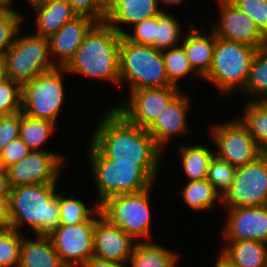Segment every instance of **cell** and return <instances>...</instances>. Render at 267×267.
Here are the masks:
<instances>
[{"label": "cell", "instance_id": "obj_1", "mask_svg": "<svg viewBox=\"0 0 267 267\" xmlns=\"http://www.w3.org/2000/svg\"><path fill=\"white\" fill-rule=\"evenodd\" d=\"M102 114L90 143L116 163L140 164L155 179L164 150L147 129L131 123L115 107Z\"/></svg>", "mask_w": 267, "mask_h": 267}, {"label": "cell", "instance_id": "obj_2", "mask_svg": "<svg viewBox=\"0 0 267 267\" xmlns=\"http://www.w3.org/2000/svg\"><path fill=\"white\" fill-rule=\"evenodd\" d=\"M121 35L106 22H97L64 66L68 73L119 85Z\"/></svg>", "mask_w": 267, "mask_h": 267}, {"label": "cell", "instance_id": "obj_3", "mask_svg": "<svg viewBox=\"0 0 267 267\" xmlns=\"http://www.w3.org/2000/svg\"><path fill=\"white\" fill-rule=\"evenodd\" d=\"M57 183L11 187L9 207L11 229L20 231L27 224L35 235L48 236L60 225ZM21 227V228H20Z\"/></svg>", "mask_w": 267, "mask_h": 267}, {"label": "cell", "instance_id": "obj_4", "mask_svg": "<svg viewBox=\"0 0 267 267\" xmlns=\"http://www.w3.org/2000/svg\"><path fill=\"white\" fill-rule=\"evenodd\" d=\"M89 145L98 205L109 197L139 192L153 185L155 179L140 164L116 163L105 158L91 143Z\"/></svg>", "mask_w": 267, "mask_h": 267}, {"label": "cell", "instance_id": "obj_5", "mask_svg": "<svg viewBox=\"0 0 267 267\" xmlns=\"http://www.w3.org/2000/svg\"><path fill=\"white\" fill-rule=\"evenodd\" d=\"M126 80L131 85L130 91L173 86L168 80L161 50L132 43L121 36L119 84Z\"/></svg>", "mask_w": 267, "mask_h": 267}, {"label": "cell", "instance_id": "obj_6", "mask_svg": "<svg viewBox=\"0 0 267 267\" xmlns=\"http://www.w3.org/2000/svg\"><path fill=\"white\" fill-rule=\"evenodd\" d=\"M257 49L215 35L213 63L203 78L218 88L223 95L241 92L248 81L251 63Z\"/></svg>", "mask_w": 267, "mask_h": 267}, {"label": "cell", "instance_id": "obj_7", "mask_svg": "<svg viewBox=\"0 0 267 267\" xmlns=\"http://www.w3.org/2000/svg\"><path fill=\"white\" fill-rule=\"evenodd\" d=\"M151 188L152 186L139 192L107 198L99 205L101 215L121 228L134 241L144 242L151 233Z\"/></svg>", "mask_w": 267, "mask_h": 267}, {"label": "cell", "instance_id": "obj_8", "mask_svg": "<svg viewBox=\"0 0 267 267\" xmlns=\"http://www.w3.org/2000/svg\"><path fill=\"white\" fill-rule=\"evenodd\" d=\"M19 34L3 60L6 77L22 85L55 68L56 62L51 60L48 38L35 34L19 37Z\"/></svg>", "mask_w": 267, "mask_h": 267}, {"label": "cell", "instance_id": "obj_9", "mask_svg": "<svg viewBox=\"0 0 267 267\" xmlns=\"http://www.w3.org/2000/svg\"><path fill=\"white\" fill-rule=\"evenodd\" d=\"M64 67H55L21 85V111L30 118L56 123L64 103Z\"/></svg>", "mask_w": 267, "mask_h": 267}, {"label": "cell", "instance_id": "obj_10", "mask_svg": "<svg viewBox=\"0 0 267 267\" xmlns=\"http://www.w3.org/2000/svg\"><path fill=\"white\" fill-rule=\"evenodd\" d=\"M210 133L218 147L215 155L236 168L249 164L264 153L240 118L214 124Z\"/></svg>", "mask_w": 267, "mask_h": 267}, {"label": "cell", "instance_id": "obj_11", "mask_svg": "<svg viewBox=\"0 0 267 267\" xmlns=\"http://www.w3.org/2000/svg\"><path fill=\"white\" fill-rule=\"evenodd\" d=\"M225 208L267 205V154L238 167L230 190L222 198Z\"/></svg>", "mask_w": 267, "mask_h": 267}, {"label": "cell", "instance_id": "obj_12", "mask_svg": "<svg viewBox=\"0 0 267 267\" xmlns=\"http://www.w3.org/2000/svg\"><path fill=\"white\" fill-rule=\"evenodd\" d=\"M96 218L76 225H59L48 237L66 267L82 266L93 257Z\"/></svg>", "mask_w": 267, "mask_h": 267}, {"label": "cell", "instance_id": "obj_13", "mask_svg": "<svg viewBox=\"0 0 267 267\" xmlns=\"http://www.w3.org/2000/svg\"><path fill=\"white\" fill-rule=\"evenodd\" d=\"M180 93L176 86L137 89L131 91L128 102L115 108L131 123L148 129Z\"/></svg>", "mask_w": 267, "mask_h": 267}, {"label": "cell", "instance_id": "obj_14", "mask_svg": "<svg viewBox=\"0 0 267 267\" xmlns=\"http://www.w3.org/2000/svg\"><path fill=\"white\" fill-rule=\"evenodd\" d=\"M63 163L64 157L55 151H30L21 161L7 169L10 186L57 183Z\"/></svg>", "mask_w": 267, "mask_h": 267}, {"label": "cell", "instance_id": "obj_15", "mask_svg": "<svg viewBox=\"0 0 267 267\" xmlns=\"http://www.w3.org/2000/svg\"><path fill=\"white\" fill-rule=\"evenodd\" d=\"M218 1L219 23L212 26V30L219 38L244 43L261 49L267 46V38L257 28L252 18L240 11L229 0Z\"/></svg>", "mask_w": 267, "mask_h": 267}, {"label": "cell", "instance_id": "obj_16", "mask_svg": "<svg viewBox=\"0 0 267 267\" xmlns=\"http://www.w3.org/2000/svg\"><path fill=\"white\" fill-rule=\"evenodd\" d=\"M228 209L222 229L225 240H257L267 243V205Z\"/></svg>", "mask_w": 267, "mask_h": 267}, {"label": "cell", "instance_id": "obj_17", "mask_svg": "<svg viewBox=\"0 0 267 267\" xmlns=\"http://www.w3.org/2000/svg\"><path fill=\"white\" fill-rule=\"evenodd\" d=\"M93 256L117 262H129L136 242L117 225L97 211Z\"/></svg>", "mask_w": 267, "mask_h": 267}, {"label": "cell", "instance_id": "obj_18", "mask_svg": "<svg viewBox=\"0 0 267 267\" xmlns=\"http://www.w3.org/2000/svg\"><path fill=\"white\" fill-rule=\"evenodd\" d=\"M98 21L88 15H78L53 34L49 40L50 56L57 58V67H64L81 45L86 34Z\"/></svg>", "mask_w": 267, "mask_h": 267}, {"label": "cell", "instance_id": "obj_19", "mask_svg": "<svg viewBox=\"0 0 267 267\" xmlns=\"http://www.w3.org/2000/svg\"><path fill=\"white\" fill-rule=\"evenodd\" d=\"M159 5V0H106L104 22L123 36L122 24L133 26L161 14L164 10Z\"/></svg>", "mask_w": 267, "mask_h": 267}, {"label": "cell", "instance_id": "obj_20", "mask_svg": "<svg viewBox=\"0 0 267 267\" xmlns=\"http://www.w3.org/2000/svg\"><path fill=\"white\" fill-rule=\"evenodd\" d=\"M189 103V97L181 92L147 129L162 150L172 135L175 136L187 132L186 116L190 108Z\"/></svg>", "mask_w": 267, "mask_h": 267}, {"label": "cell", "instance_id": "obj_21", "mask_svg": "<svg viewBox=\"0 0 267 267\" xmlns=\"http://www.w3.org/2000/svg\"><path fill=\"white\" fill-rule=\"evenodd\" d=\"M188 27L189 34H186L185 39L182 37L181 45L186 52L191 67L201 77L200 79H203L213 63L215 33L211 29L212 32L205 36L199 29H195L192 23Z\"/></svg>", "mask_w": 267, "mask_h": 267}, {"label": "cell", "instance_id": "obj_22", "mask_svg": "<svg viewBox=\"0 0 267 267\" xmlns=\"http://www.w3.org/2000/svg\"><path fill=\"white\" fill-rule=\"evenodd\" d=\"M220 255L234 267H267V243L257 240H226Z\"/></svg>", "mask_w": 267, "mask_h": 267}, {"label": "cell", "instance_id": "obj_23", "mask_svg": "<svg viewBox=\"0 0 267 267\" xmlns=\"http://www.w3.org/2000/svg\"><path fill=\"white\" fill-rule=\"evenodd\" d=\"M37 32L35 35L50 38L64 23L74 19L78 13L67 0H51L33 8Z\"/></svg>", "mask_w": 267, "mask_h": 267}, {"label": "cell", "instance_id": "obj_24", "mask_svg": "<svg viewBox=\"0 0 267 267\" xmlns=\"http://www.w3.org/2000/svg\"><path fill=\"white\" fill-rule=\"evenodd\" d=\"M22 239L19 267H66L48 236Z\"/></svg>", "mask_w": 267, "mask_h": 267}, {"label": "cell", "instance_id": "obj_25", "mask_svg": "<svg viewBox=\"0 0 267 267\" xmlns=\"http://www.w3.org/2000/svg\"><path fill=\"white\" fill-rule=\"evenodd\" d=\"M179 254L157 243L136 242L129 263L131 267H177Z\"/></svg>", "mask_w": 267, "mask_h": 267}, {"label": "cell", "instance_id": "obj_26", "mask_svg": "<svg viewBox=\"0 0 267 267\" xmlns=\"http://www.w3.org/2000/svg\"><path fill=\"white\" fill-rule=\"evenodd\" d=\"M179 160L188 181L205 180L209 169L210 160L215 153L204 145H180Z\"/></svg>", "mask_w": 267, "mask_h": 267}, {"label": "cell", "instance_id": "obj_27", "mask_svg": "<svg viewBox=\"0 0 267 267\" xmlns=\"http://www.w3.org/2000/svg\"><path fill=\"white\" fill-rule=\"evenodd\" d=\"M57 129L53 121L30 118L20 111L19 137L31 151H47L40 148Z\"/></svg>", "mask_w": 267, "mask_h": 267}, {"label": "cell", "instance_id": "obj_28", "mask_svg": "<svg viewBox=\"0 0 267 267\" xmlns=\"http://www.w3.org/2000/svg\"><path fill=\"white\" fill-rule=\"evenodd\" d=\"M180 195L187 206L196 213L197 211H212L217 200L222 202L221 196L207 179L188 181L181 189Z\"/></svg>", "mask_w": 267, "mask_h": 267}, {"label": "cell", "instance_id": "obj_29", "mask_svg": "<svg viewBox=\"0 0 267 267\" xmlns=\"http://www.w3.org/2000/svg\"><path fill=\"white\" fill-rule=\"evenodd\" d=\"M242 91L251 96L249 101H259L267 95V46L256 51L248 81Z\"/></svg>", "mask_w": 267, "mask_h": 267}, {"label": "cell", "instance_id": "obj_30", "mask_svg": "<svg viewBox=\"0 0 267 267\" xmlns=\"http://www.w3.org/2000/svg\"><path fill=\"white\" fill-rule=\"evenodd\" d=\"M241 121L248 127L257 145L267 151V110L258 101H247Z\"/></svg>", "mask_w": 267, "mask_h": 267}, {"label": "cell", "instance_id": "obj_31", "mask_svg": "<svg viewBox=\"0 0 267 267\" xmlns=\"http://www.w3.org/2000/svg\"><path fill=\"white\" fill-rule=\"evenodd\" d=\"M163 63L166 69L169 82L176 87H179V80L186 77L188 74L200 76L193 70L189 59L182 45H177L169 49L162 50Z\"/></svg>", "mask_w": 267, "mask_h": 267}, {"label": "cell", "instance_id": "obj_32", "mask_svg": "<svg viewBox=\"0 0 267 267\" xmlns=\"http://www.w3.org/2000/svg\"><path fill=\"white\" fill-rule=\"evenodd\" d=\"M180 27L181 25L178 20L175 19L173 15L167 13V10H164L161 14L157 15L155 48L162 51L175 47L180 43V33H182Z\"/></svg>", "mask_w": 267, "mask_h": 267}, {"label": "cell", "instance_id": "obj_33", "mask_svg": "<svg viewBox=\"0 0 267 267\" xmlns=\"http://www.w3.org/2000/svg\"><path fill=\"white\" fill-rule=\"evenodd\" d=\"M98 210V204L94 206V209H89L79 199L65 197L59 193L60 225H76L86 222L97 214Z\"/></svg>", "mask_w": 267, "mask_h": 267}, {"label": "cell", "instance_id": "obj_34", "mask_svg": "<svg viewBox=\"0 0 267 267\" xmlns=\"http://www.w3.org/2000/svg\"><path fill=\"white\" fill-rule=\"evenodd\" d=\"M236 169V167L218 158L216 155L210 160L206 179L211 183L221 198L230 190Z\"/></svg>", "mask_w": 267, "mask_h": 267}, {"label": "cell", "instance_id": "obj_35", "mask_svg": "<svg viewBox=\"0 0 267 267\" xmlns=\"http://www.w3.org/2000/svg\"><path fill=\"white\" fill-rule=\"evenodd\" d=\"M23 19V15L14 9L0 8V57L14 44Z\"/></svg>", "mask_w": 267, "mask_h": 267}, {"label": "cell", "instance_id": "obj_36", "mask_svg": "<svg viewBox=\"0 0 267 267\" xmlns=\"http://www.w3.org/2000/svg\"><path fill=\"white\" fill-rule=\"evenodd\" d=\"M22 232L0 231V267H19Z\"/></svg>", "mask_w": 267, "mask_h": 267}, {"label": "cell", "instance_id": "obj_37", "mask_svg": "<svg viewBox=\"0 0 267 267\" xmlns=\"http://www.w3.org/2000/svg\"><path fill=\"white\" fill-rule=\"evenodd\" d=\"M21 111V84L4 78L0 81V115Z\"/></svg>", "mask_w": 267, "mask_h": 267}, {"label": "cell", "instance_id": "obj_38", "mask_svg": "<svg viewBox=\"0 0 267 267\" xmlns=\"http://www.w3.org/2000/svg\"><path fill=\"white\" fill-rule=\"evenodd\" d=\"M240 11L250 16L267 38V0H229Z\"/></svg>", "mask_w": 267, "mask_h": 267}, {"label": "cell", "instance_id": "obj_39", "mask_svg": "<svg viewBox=\"0 0 267 267\" xmlns=\"http://www.w3.org/2000/svg\"><path fill=\"white\" fill-rule=\"evenodd\" d=\"M133 33L126 32L123 36L130 42L155 47L156 16L143 20L133 27Z\"/></svg>", "mask_w": 267, "mask_h": 267}, {"label": "cell", "instance_id": "obj_40", "mask_svg": "<svg viewBox=\"0 0 267 267\" xmlns=\"http://www.w3.org/2000/svg\"><path fill=\"white\" fill-rule=\"evenodd\" d=\"M30 151L20 137L15 138L0 153V167L7 170L10 166L26 157Z\"/></svg>", "mask_w": 267, "mask_h": 267}, {"label": "cell", "instance_id": "obj_41", "mask_svg": "<svg viewBox=\"0 0 267 267\" xmlns=\"http://www.w3.org/2000/svg\"><path fill=\"white\" fill-rule=\"evenodd\" d=\"M20 112L0 115V153L12 140L19 137Z\"/></svg>", "mask_w": 267, "mask_h": 267}, {"label": "cell", "instance_id": "obj_42", "mask_svg": "<svg viewBox=\"0 0 267 267\" xmlns=\"http://www.w3.org/2000/svg\"><path fill=\"white\" fill-rule=\"evenodd\" d=\"M78 13V15H88L98 22L104 21L106 0H67Z\"/></svg>", "mask_w": 267, "mask_h": 267}, {"label": "cell", "instance_id": "obj_43", "mask_svg": "<svg viewBox=\"0 0 267 267\" xmlns=\"http://www.w3.org/2000/svg\"><path fill=\"white\" fill-rule=\"evenodd\" d=\"M9 198H0V231L11 229Z\"/></svg>", "mask_w": 267, "mask_h": 267}, {"label": "cell", "instance_id": "obj_44", "mask_svg": "<svg viewBox=\"0 0 267 267\" xmlns=\"http://www.w3.org/2000/svg\"><path fill=\"white\" fill-rule=\"evenodd\" d=\"M127 262L105 260L96 256L89 258L81 267H126Z\"/></svg>", "mask_w": 267, "mask_h": 267}, {"label": "cell", "instance_id": "obj_45", "mask_svg": "<svg viewBox=\"0 0 267 267\" xmlns=\"http://www.w3.org/2000/svg\"><path fill=\"white\" fill-rule=\"evenodd\" d=\"M11 186L8 171L0 167V198H9Z\"/></svg>", "mask_w": 267, "mask_h": 267}, {"label": "cell", "instance_id": "obj_46", "mask_svg": "<svg viewBox=\"0 0 267 267\" xmlns=\"http://www.w3.org/2000/svg\"><path fill=\"white\" fill-rule=\"evenodd\" d=\"M215 267H234L227 260H225L220 254L217 257Z\"/></svg>", "mask_w": 267, "mask_h": 267}, {"label": "cell", "instance_id": "obj_47", "mask_svg": "<svg viewBox=\"0 0 267 267\" xmlns=\"http://www.w3.org/2000/svg\"><path fill=\"white\" fill-rule=\"evenodd\" d=\"M51 0H27V2L29 3V5H31L32 9L39 6V5H42L44 3H48L50 2Z\"/></svg>", "mask_w": 267, "mask_h": 267}, {"label": "cell", "instance_id": "obj_48", "mask_svg": "<svg viewBox=\"0 0 267 267\" xmlns=\"http://www.w3.org/2000/svg\"><path fill=\"white\" fill-rule=\"evenodd\" d=\"M4 78H6L5 65H4L3 57H0V81H2Z\"/></svg>", "mask_w": 267, "mask_h": 267}, {"label": "cell", "instance_id": "obj_49", "mask_svg": "<svg viewBox=\"0 0 267 267\" xmlns=\"http://www.w3.org/2000/svg\"><path fill=\"white\" fill-rule=\"evenodd\" d=\"M11 6H12V0H0V8L13 9L11 8Z\"/></svg>", "mask_w": 267, "mask_h": 267}, {"label": "cell", "instance_id": "obj_50", "mask_svg": "<svg viewBox=\"0 0 267 267\" xmlns=\"http://www.w3.org/2000/svg\"><path fill=\"white\" fill-rule=\"evenodd\" d=\"M162 1V2H161ZM184 0H160L159 2H161L162 4H165V5H171V4H174V5H178L180 4L181 2H183Z\"/></svg>", "mask_w": 267, "mask_h": 267}, {"label": "cell", "instance_id": "obj_51", "mask_svg": "<svg viewBox=\"0 0 267 267\" xmlns=\"http://www.w3.org/2000/svg\"><path fill=\"white\" fill-rule=\"evenodd\" d=\"M258 102L267 110V95L263 96Z\"/></svg>", "mask_w": 267, "mask_h": 267}]
</instances>
